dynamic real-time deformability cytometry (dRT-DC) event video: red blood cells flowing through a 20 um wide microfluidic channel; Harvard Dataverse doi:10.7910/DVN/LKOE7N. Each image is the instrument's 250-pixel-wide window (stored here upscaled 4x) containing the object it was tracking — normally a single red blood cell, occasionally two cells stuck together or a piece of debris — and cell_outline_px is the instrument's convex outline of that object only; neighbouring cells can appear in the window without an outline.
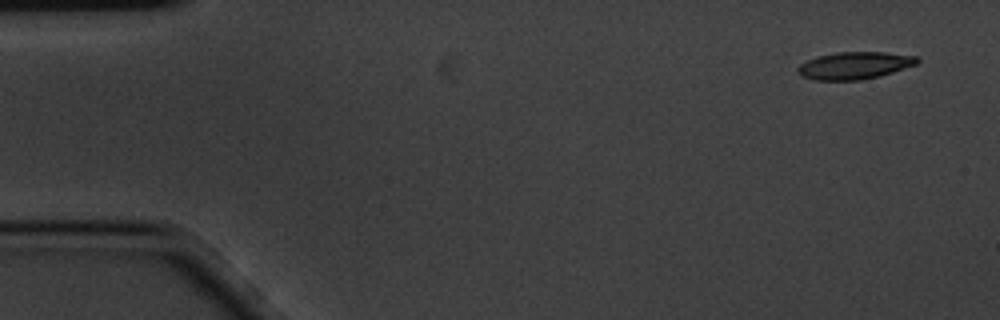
{"species": "common noctule bat (a hibernating species)", "species_latin": "Nyctalus noctula", "temperature_condition": "cold", "stored_images_in_passage": 6, "camera_frame_rate_fps": 3000, "um_per_image_px": 0.085, "animal": {"sex": "male", "body_mass_g": 20.1, "forearm_length_mm": 53.5}, "frame": {"image": 1, "passage_image": 1, "time_ms": 0.0, "image_size_px": [1000, 320], "cell_outline_px": [[920, 60], [916, 64], [880, 76], [860, 80], [812, 80], [800, 76], [796, 72], [796, 68], [800, 64], [816, 56], [836, 52], [884, 52], [916, 56]], "centroid_in_image_um": [72.58, 5.57], "position_along_channel_um": 12.4, "area_um2": 19.07}}
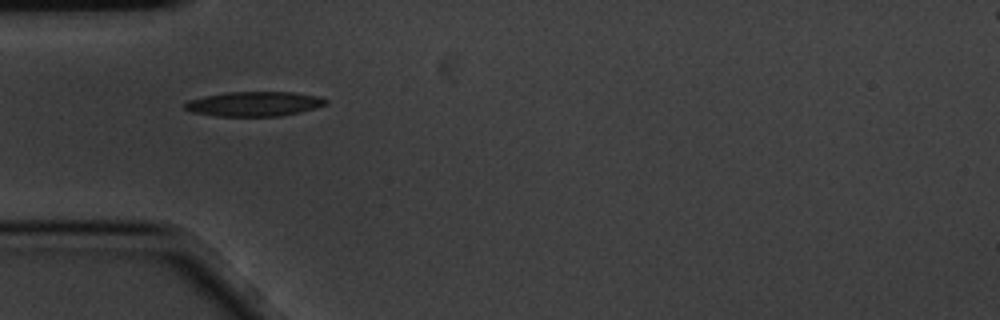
{"frame": {"image": 2, "passage_image": 5, "time_ms": 1.333, "image_size_px": [1000, 320], "cell_outline_px": [[328, 104], [316, 108], [300, 112], [280, 116], [216, 116], [192, 112], [184, 108], [184, 104], [188, 100], [204, 96], [228, 92], [292, 92], [316, 96], [328, 100]], "centroid_in_image_um": [21.61, 8.83], "position_along_channel_um": 63.4, "area_um2": 20.23}}
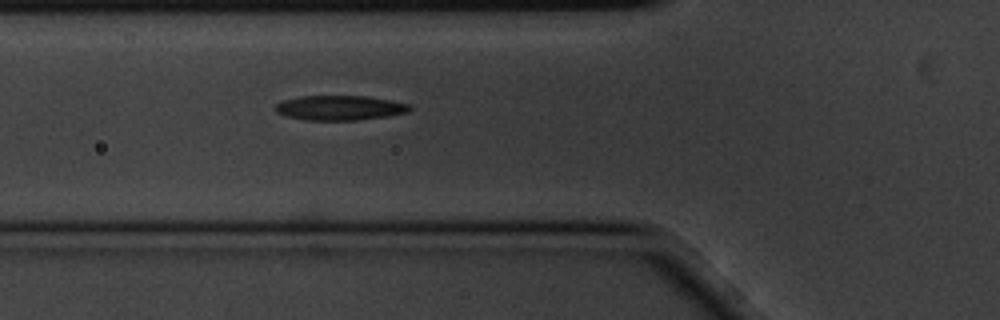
{"frame": {"image": 3, "passage_image": 6, "time_ms": 1.667, "image_size_px": [1000, 320], "cell_outline_px": [[412, 108], [408, 112], [388, 116], [360, 120], [304, 120], [284, 116], [276, 112], [272, 108], [276, 104], [284, 100], [300, 96], [368, 96], [408, 104]], "centroid_in_image_um": [28.83, 9.17], "position_along_channel_um": 97.0, "area_um2": 19.48}}